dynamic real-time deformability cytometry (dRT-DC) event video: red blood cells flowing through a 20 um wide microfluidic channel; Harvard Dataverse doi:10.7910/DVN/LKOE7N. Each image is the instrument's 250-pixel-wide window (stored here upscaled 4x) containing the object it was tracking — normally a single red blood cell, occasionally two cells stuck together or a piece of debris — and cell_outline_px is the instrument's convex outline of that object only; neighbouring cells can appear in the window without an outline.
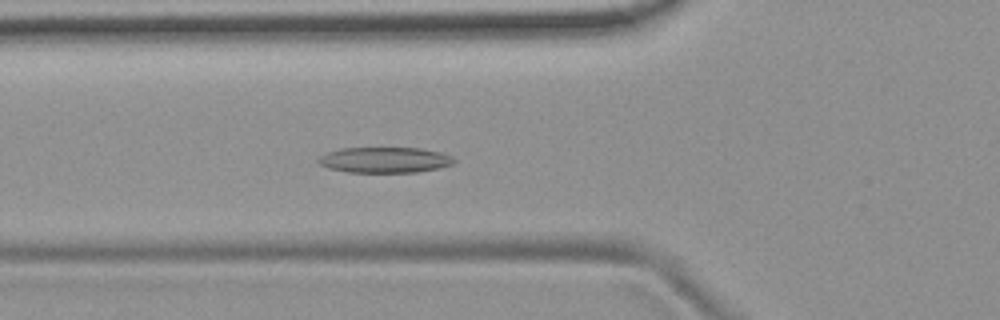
{"species": "common noctule bat (a hibernating species)", "species_latin": "Nyctalus noctula", "temperature_condition": "room temperature", "stored_images_in_passage": 39, "camera_frame_rate_fps": 3000, "um_per_image_px": 0.085, "animal": {"sex": "female", "body_mass_g": 19.9}, "frame": {"image": 1, "passage_image": 5, "time_ms": 1.333, "image_size_px": [1000, 320], "cell_outline_px": [[456, 160], [452, 164], [440, 168], [416, 172], [348, 172], [328, 168], [320, 164], [316, 160], [320, 156], [328, 152], [340, 148], [420, 148], [440, 152], [452, 156]], "centroid_in_image_um": [32.7, 13.59], "position_along_channel_um": 93.1, "area_um2": 20.29}}
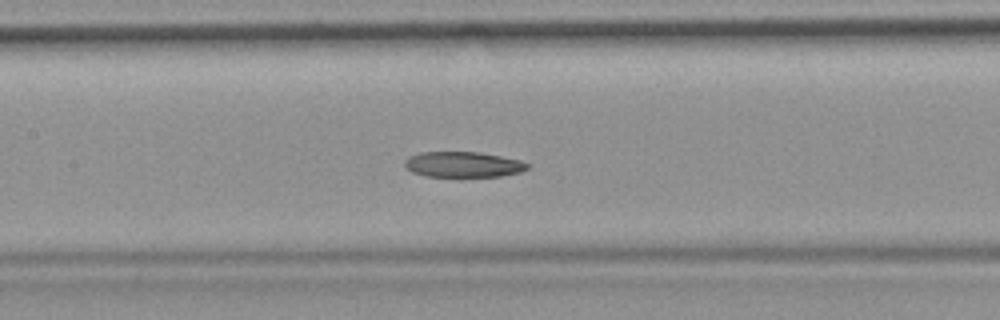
{"frame": {"image": 2, "passage_image": 11, "time_ms": 3.333, "image_size_px": [1000, 320], "cell_outline_px": [[532, 164], [528, 168], [520, 172], [500, 176], [424, 176], [412, 172], [404, 168], [404, 160], [408, 156], [420, 152], [480, 152], [520, 160]], "centroid_in_image_um": [39.34, 13.97], "position_along_channel_um": 168.1, "area_um2": 18.38}}
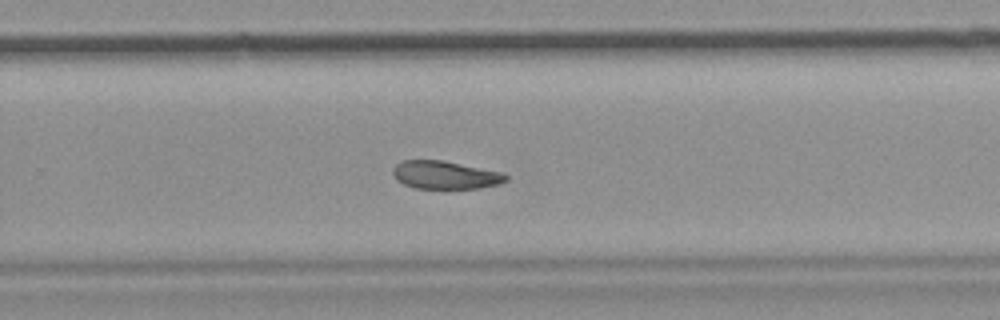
{"frame": {"image": 3, "passage_image": 21, "time_ms": 6.667, "image_size_px": [1000, 320], "cell_outline_px": [[508, 180], [500, 184], [480, 188], [416, 188], [404, 184], [396, 180], [392, 176], [392, 168], [400, 160], [444, 160], [504, 172], [508, 176]], "centroid_in_image_um": [37.85, 14.86], "position_along_channel_um": 292.0, "area_um2": 18.79}, "authors_computed_cell_mechanics": {"area_um2": 19.7098, "velocity_mm_per_s": 3.7316, "shape_relaxation_time_tau1_ms": null, "shape_relaxation_time_tau2_ms": 8.1747, "deformation_change_tau1": null, "deformation_change_tau2": 0.1468}}